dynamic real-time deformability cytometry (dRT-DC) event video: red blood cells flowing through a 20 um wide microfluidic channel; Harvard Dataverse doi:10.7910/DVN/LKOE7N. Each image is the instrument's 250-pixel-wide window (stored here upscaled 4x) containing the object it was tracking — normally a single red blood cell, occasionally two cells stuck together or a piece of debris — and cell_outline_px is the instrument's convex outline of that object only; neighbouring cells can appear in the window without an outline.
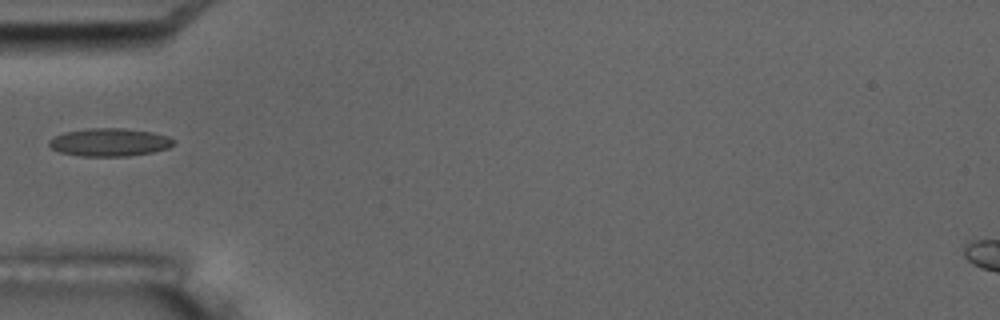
{"species": "common noctule bat (a hibernating species)", "species_latin": "Nyctalus noctula", "temperature_condition": "room temperature", "stored_images_in_passage": 6, "camera_frame_rate_fps": 3000, "um_per_image_px": 0.085, "animal": {"sex": "male", "body_mass_g": 17.5, "forearm_length_mm": 52.3}, "frame": {"image": 1, "passage_image": 5, "time_ms": 5.333, "image_size_px": [1000, 320], "cell_outline_px": [[176, 144], [168, 148], [152, 152], [128, 156], [80, 156], [60, 152], [52, 148], [48, 144], [48, 140], [64, 132], [88, 128], [124, 128], [152, 132], [168, 136], [176, 140]], "centroid_in_image_um": [9.34, 12.09], "position_along_channel_um": 75.7, "area_um2": 20.4}}